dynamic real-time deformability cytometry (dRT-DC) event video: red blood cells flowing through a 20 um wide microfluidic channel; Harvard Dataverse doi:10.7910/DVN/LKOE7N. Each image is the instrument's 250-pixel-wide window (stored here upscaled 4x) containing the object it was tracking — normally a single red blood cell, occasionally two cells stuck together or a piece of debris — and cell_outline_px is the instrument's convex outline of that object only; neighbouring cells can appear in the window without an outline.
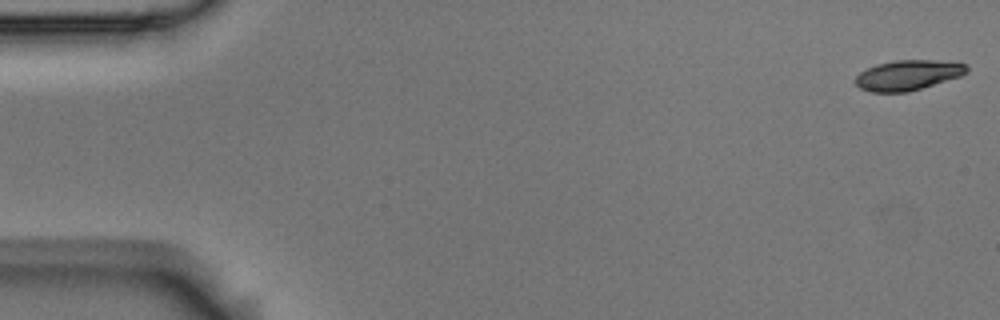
{"species": "Egyptian fruit bat (a non-hibernating species)", "species_latin": "Rousettus aegyptiacus", "temperature_condition": "room temperature", "stored_images_in_passage": 4, "camera_frame_rate_fps": 3000, "um_per_image_px": 0.085, "animal": {"sex": "male"}, "frame": {"image": 1, "passage_image": 1, "time_ms": 0.0, "image_size_px": [1000, 320], "cell_outline_px": [[968, 72], [960, 76], [908, 92], [872, 92], [860, 88], [852, 80], [860, 72], [876, 64], [896, 60], [932, 60], [968, 64]], "centroid_in_image_um": [77.15, 6.38], "position_along_channel_um": 7.9, "area_um2": 19.48}}